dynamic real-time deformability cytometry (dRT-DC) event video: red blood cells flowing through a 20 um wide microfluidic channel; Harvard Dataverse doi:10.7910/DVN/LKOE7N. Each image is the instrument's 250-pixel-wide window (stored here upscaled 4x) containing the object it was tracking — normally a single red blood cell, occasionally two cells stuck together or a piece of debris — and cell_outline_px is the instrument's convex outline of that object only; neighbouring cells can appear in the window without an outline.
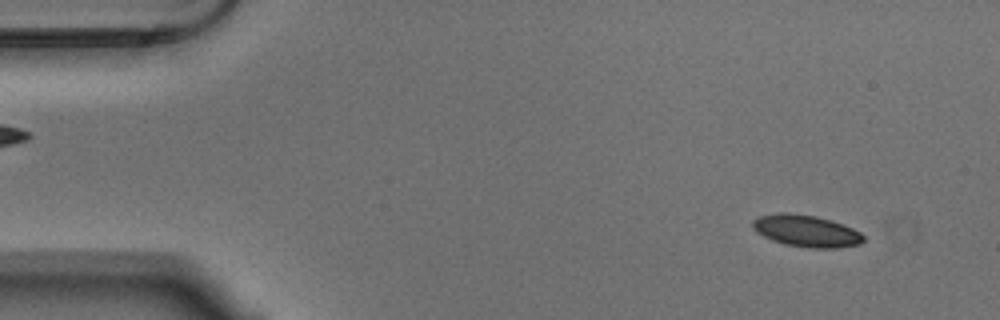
{"species": "Egyptian fruit bat (a non-hibernating species)", "species_latin": "Rousettus aegyptiacus", "temperature_condition": "warm", "stored_images_in_passage": 54, "camera_frame_rate_fps": 3000, "um_per_image_px": 0.085, "animal": {"sex": "male"}, "frame": {"image": 1, "passage_image": 4, "time_ms": 1.0, "image_size_px": [1000, 320], "cell_outline_px": [[864, 240], [860, 244], [836, 248], [808, 248], [784, 244], [772, 240], [756, 232], [752, 228], [752, 220], [756, 216], [776, 212], [788, 212], [816, 216], [832, 220], [844, 224], [860, 232], [864, 236]], "centroid_in_image_um": [68.5, 19.61], "position_along_channel_um": 16.5, "area_um2": 20.92}}
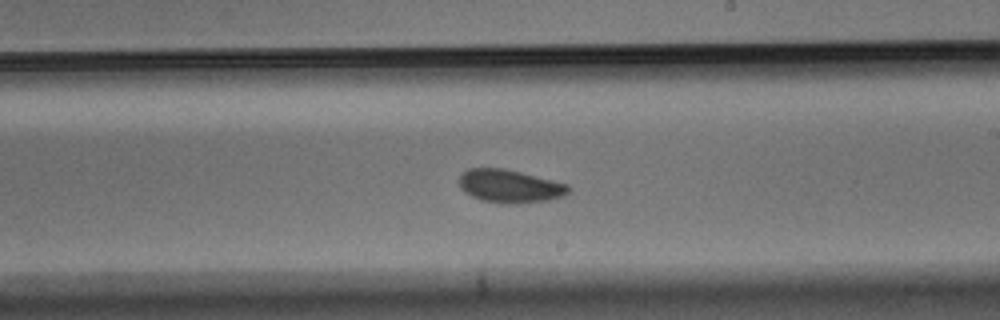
{"frame": {"image": 2, "passage_image": 31, "time_ms": 10.0, "image_size_px": [1000, 320], "cell_outline_px": [[572, 188], [564, 196], [548, 200], [520, 204], [500, 204], [480, 200], [464, 192], [460, 188], [460, 176], [468, 168], [504, 168], [568, 184]], "centroid_in_image_um": [43.34, 15.84], "position_along_channel_um": 245.7, "area_um2": 21.27}}
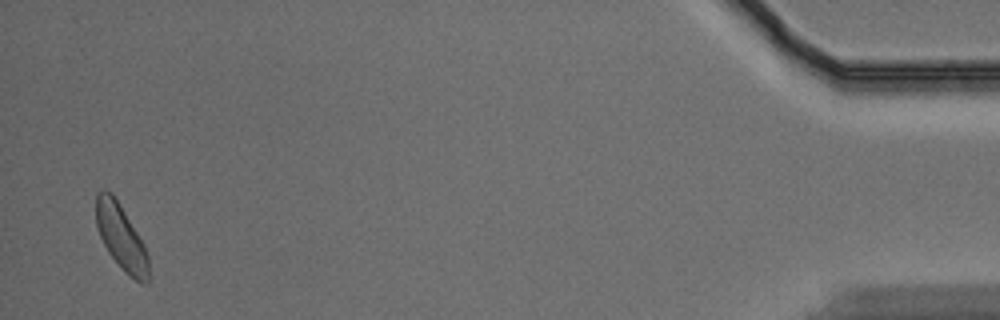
{"frame": {"image": 3, "passage_image": 53, "time_ms": 17.333, "image_size_px": [1000, 320], "cell_outline_px": [[148, 284], [140, 284], [128, 276], [120, 268], [108, 252], [100, 236], [96, 224], [96, 192], [100, 188], [104, 188], [112, 192], [120, 204], [144, 244], [148, 256]], "centroid_in_image_um": [10.29, 20.16], "position_along_channel_um": 424.9, "area_um2": 20.29}, "authors_computed_cell_mechanics": {"area_um2": 20.4901, "velocity_mm_per_s": 3.6268, "shape_relaxation_time_tau1_ms": 3.4508, "shape_relaxation_time_tau2_ms": 5.9235, "deformation_change_tau1": 0.0875, "deformation_change_tau2": 0.0846}}